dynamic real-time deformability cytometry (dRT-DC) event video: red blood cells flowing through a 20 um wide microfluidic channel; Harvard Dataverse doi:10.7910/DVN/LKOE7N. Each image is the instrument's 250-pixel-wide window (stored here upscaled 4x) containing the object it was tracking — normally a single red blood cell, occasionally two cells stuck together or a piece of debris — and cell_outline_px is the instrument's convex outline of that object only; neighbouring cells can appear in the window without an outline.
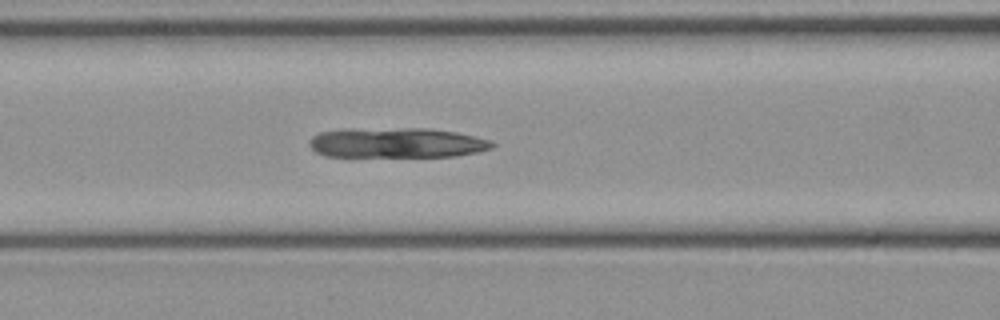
{"species": "common noctule bat (a hibernating species)", "species_latin": "Nyctalus noctula", "temperature_condition": "cold", "stored_images_in_passage": 34, "camera_frame_rate_fps": 3000, "um_per_image_px": 0.085, "animal": {"sex": "female", "body_mass_g": 21.9}, "frame": {"image": 1, "passage_image": 7, "time_ms": 2.0, "image_size_px": [1000, 320], "cell_outline_px": [[496, 144], [492, 148], [476, 152], [456, 156], [324, 156], [316, 152], [308, 144], [308, 140], [312, 136], [320, 132], [344, 128], [428, 128], [456, 132], [492, 140]], "centroid_in_image_um": [33.69, 12.12], "position_along_channel_um": 132.9, "area_um2": 32.31}}
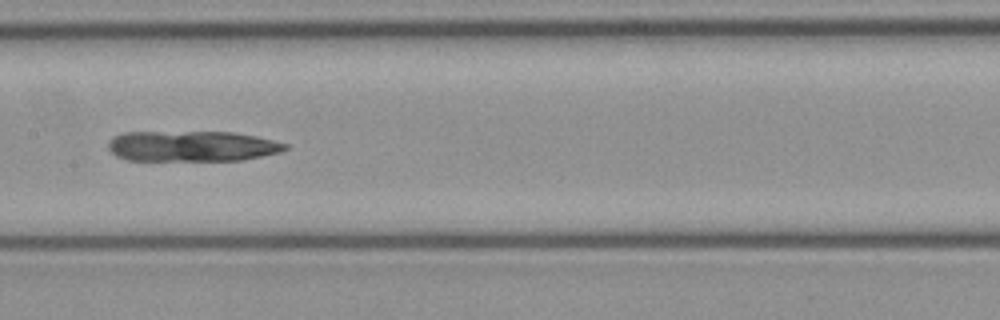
{"frame": {"image": 2, "passage_image": 11, "time_ms": 3.333, "image_size_px": [1000, 320], "cell_outline_px": [[288, 148], [280, 152], [240, 160], [128, 160], [116, 156], [108, 148], [108, 140], [112, 136], [124, 132], [232, 132], [256, 136], [288, 144]], "centroid_in_image_um": [16.28, 12.41], "position_along_channel_um": 191.1, "area_um2": 31.5}}